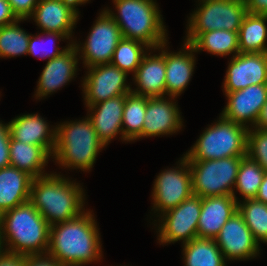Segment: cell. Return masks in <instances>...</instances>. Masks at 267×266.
Here are the masks:
<instances>
[{
    "label": "cell",
    "mask_w": 267,
    "mask_h": 266,
    "mask_svg": "<svg viewBox=\"0 0 267 266\" xmlns=\"http://www.w3.org/2000/svg\"><path fill=\"white\" fill-rule=\"evenodd\" d=\"M215 241L225 259L245 260L259 254V244L238 211L223 225Z\"/></svg>",
    "instance_id": "cell-13"
},
{
    "label": "cell",
    "mask_w": 267,
    "mask_h": 266,
    "mask_svg": "<svg viewBox=\"0 0 267 266\" xmlns=\"http://www.w3.org/2000/svg\"><path fill=\"white\" fill-rule=\"evenodd\" d=\"M33 177L16 167L0 169V215L29 201Z\"/></svg>",
    "instance_id": "cell-24"
},
{
    "label": "cell",
    "mask_w": 267,
    "mask_h": 266,
    "mask_svg": "<svg viewBox=\"0 0 267 266\" xmlns=\"http://www.w3.org/2000/svg\"><path fill=\"white\" fill-rule=\"evenodd\" d=\"M126 95H120L106 101L88 106L90 115L88 118L92 121L94 130L99 139L106 146L111 139L122 133V118Z\"/></svg>",
    "instance_id": "cell-22"
},
{
    "label": "cell",
    "mask_w": 267,
    "mask_h": 266,
    "mask_svg": "<svg viewBox=\"0 0 267 266\" xmlns=\"http://www.w3.org/2000/svg\"><path fill=\"white\" fill-rule=\"evenodd\" d=\"M60 266H79V265H60Z\"/></svg>",
    "instance_id": "cell-45"
},
{
    "label": "cell",
    "mask_w": 267,
    "mask_h": 266,
    "mask_svg": "<svg viewBox=\"0 0 267 266\" xmlns=\"http://www.w3.org/2000/svg\"><path fill=\"white\" fill-rule=\"evenodd\" d=\"M183 46V52L180 50L177 53H169L165 50L166 95L173 100L185 90L195 67L194 48L188 43H184Z\"/></svg>",
    "instance_id": "cell-23"
},
{
    "label": "cell",
    "mask_w": 267,
    "mask_h": 266,
    "mask_svg": "<svg viewBox=\"0 0 267 266\" xmlns=\"http://www.w3.org/2000/svg\"><path fill=\"white\" fill-rule=\"evenodd\" d=\"M19 20L13 13L8 0H0V27Z\"/></svg>",
    "instance_id": "cell-40"
},
{
    "label": "cell",
    "mask_w": 267,
    "mask_h": 266,
    "mask_svg": "<svg viewBox=\"0 0 267 266\" xmlns=\"http://www.w3.org/2000/svg\"><path fill=\"white\" fill-rule=\"evenodd\" d=\"M165 97H147L146 114L141 134L135 139L176 133L182 127L176 102Z\"/></svg>",
    "instance_id": "cell-17"
},
{
    "label": "cell",
    "mask_w": 267,
    "mask_h": 266,
    "mask_svg": "<svg viewBox=\"0 0 267 266\" xmlns=\"http://www.w3.org/2000/svg\"><path fill=\"white\" fill-rule=\"evenodd\" d=\"M167 43L156 49H162L159 55H144L142 62L134 73V80L138 88L132 93L145 97H164L166 95L165 83V50Z\"/></svg>",
    "instance_id": "cell-21"
},
{
    "label": "cell",
    "mask_w": 267,
    "mask_h": 266,
    "mask_svg": "<svg viewBox=\"0 0 267 266\" xmlns=\"http://www.w3.org/2000/svg\"><path fill=\"white\" fill-rule=\"evenodd\" d=\"M25 255L0 249V266H23Z\"/></svg>",
    "instance_id": "cell-39"
},
{
    "label": "cell",
    "mask_w": 267,
    "mask_h": 266,
    "mask_svg": "<svg viewBox=\"0 0 267 266\" xmlns=\"http://www.w3.org/2000/svg\"><path fill=\"white\" fill-rule=\"evenodd\" d=\"M232 57L223 83L224 92L267 84V53H238Z\"/></svg>",
    "instance_id": "cell-15"
},
{
    "label": "cell",
    "mask_w": 267,
    "mask_h": 266,
    "mask_svg": "<svg viewBox=\"0 0 267 266\" xmlns=\"http://www.w3.org/2000/svg\"><path fill=\"white\" fill-rule=\"evenodd\" d=\"M256 200L267 204V173L264 174L263 181L259 187Z\"/></svg>",
    "instance_id": "cell-43"
},
{
    "label": "cell",
    "mask_w": 267,
    "mask_h": 266,
    "mask_svg": "<svg viewBox=\"0 0 267 266\" xmlns=\"http://www.w3.org/2000/svg\"><path fill=\"white\" fill-rule=\"evenodd\" d=\"M118 16L105 9L117 23L123 38L137 40L151 49L167 43L160 10L153 0H113Z\"/></svg>",
    "instance_id": "cell-4"
},
{
    "label": "cell",
    "mask_w": 267,
    "mask_h": 266,
    "mask_svg": "<svg viewBox=\"0 0 267 266\" xmlns=\"http://www.w3.org/2000/svg\"><path fill=\"white\" fill-rule=\"evenodd\" d=\"M49 236L50 225L29 201L0 215V249L9 245L7 252L45 254Z\"/></svg>",
    "instance_id": "cell-3"
},
{
    "label": "cell",
    "mask_w": 267,
    "mask_h": 266,
    "mask_svg": "<svg viewBox=\"0 0 267 266\" xmlns=\"http://www.w3.org/2000/svg\"><path fill=\"white\" fill-rule=\"evenodd\" d=\"M9 152L10 166L27 172L33 178L46 175L43 169L51 155L43 147L22 143L11 138Z\"/></svg>",
    "instance_id": "cell-25"
},
{
    "label": "cell",
    "mask_w": 267,
    "mask_h": 266,
    "mask_svg": "<svg viewBox=\"0 0 267 266\" xmlns=\"http://www.w3.org/2000/svg\"><path fill=\"white\" fill-rule=\"evenodd\" d=\"M254 128L267 131V99L266 102L263 104V107L261 108L259 117L256 121Z\"/></svg>",
    "instance_id": "cell-42"
},
{
    "label": "cell",
    "mask_w": 267,
    "mask_h": 266,
    "mask_svg": "<svg viewBox=\"0 0 267 266\" xmlns=\"http://www.w3.org/2000/svg\"><path fill=\"white\" fill-rule=\"evenodd\" d=\"M60 265L61 264L48 253L25 255L23 263V266H60Z\"/></svg>",
    "instance_id": "cell-38"
},
{
    "label": "cell",
    "mask_w": 267,
    "mask_h": 266,
    "mask_svg": "<svg viewBox=\"0 0 267 266\" xmlns=\"http://www.w3.org/2000/svg\"><path fill=\"white\" fill-rule=\"evenodd\" d=\"M16 22L0 27V57H14L28 53L30 35Z\"/></svg>",
    "instance_id": "cell-33"
},
{
    "label": "cell",
    "mask_w": 267,
    "mask_h": 266,
    "mask_svg": "<svg viewBox=\"0 0 267 266\" xmlns=\"http://www.w3.org/2000/svg\"><path fill=\"white\" fill-rule=\"evenodd\" d=\"M267 16L247 13L238 32L240 53H267Z\"/></svg>",
    "instance_id": "cell-26"
},
{
    "label": "cell",
    "mask_w": 267,
    "mask_h": 266,
    "mask_svg": "<svg viewBox=\"0 0 267 266\" xmlns=\"http://www.w3.org/2000/svg\"><path fill=\"white\" fill-rule=\"evenodd\" d=\"M10 139L8 124L0 122V169L10 166Z\"/></svg>",
    "instance_id": "cell-36"
},
{
    "label": "cell",
    "mask_w": 267,
    "mask_h": 266,
    "mask_svg": "<svg viewBox=\"0 0 267 266\" xmlns=\"http://www.w3.org/2000/svg\"><path fill=\"white\" fill-rule=\"evenodd\" d=\"M13 13L18 19H28L33 14L38 0H8Z\"/></svg>",
    "instance_id": "cell-37"
},
{
    "label": "cell",
    "mask_w": 267,
    "mask_h": 266,
    "mask_svg": "<svg viewBox=\"0 0 267 266\" xmlns=\"http://www.w3.org/2000/svg\"><path fill=\"white\" fill-rule=\"evenodd\" d=\"M84 192L80 184L54 173L33 178L29 202L50 226L84 213ZM83 210V211H82Z\"/></svg>",
    "instance_id": "cell-2"
},
{
    "label": "cell",
    "mask_w": 267,
    "mask_h": 266,
    "mask_svg": "<svg viewBox=\"0 0 267 266\" xmlns=\"http://www.w3.org/2000/svg\"><path fill=\"white\" fill-rule=\"evenodd\" d=\"M190 45L195 52L206 50L219 56L240 53L238 32L228 30H213L201 33Z\"/></svg>",
    "instance_id": "cell-28"
},
{
    "label": "cell",
    "mask_w": 267,
    "mask_h": 266,
    "mask_svg": "<svg viewBox=\"0 0 267 266\" xmlns=\"http://www.w3.org/2000/svg\"><path fill=\"white\" fill-rule=\"evenodd\" d=\"M247 13L267 16V0H245Z\"/></svg>",
    "instance_id": "cell-41"
},
{
    "label": "cell",
    "mask_w": 267,
    "mask_h": 266,
    "mask_svg": "<svg viewBox=\"0 0 267 266\" xmlns=\"http://www.w3.org/2000/svg\"><path fill=\"white\" fill-rule=\"evenodd\" d=\"M225 95L228 101L221 116L248 128L250 122L254 127L267 99V84L250 85Z\"/></svg>",
    "instance_id": "cell-16"
},
{
    "label": "cell",
    "mask_w": 267,
    "mask_h": 266,
    "mask_svg": "<svg viewBox=\"0 0 267 266\" xmlns=\"http://www.w3.org/2000/svg\"><path fill=\"white\" fill-rule=\"evenodd\" d=\"M147 97L130 92L126 94L122 118L124 141L135 140L142 132L146 114Z\"/></svg>",
    "instance_id": "cell-29"
},
{
    "label": "cell",
    "mask_w": 267,
    "mask_h": 266,
    "mask_svg": "<svg viewBox=\"0 0 267 266\" xmlns=\"http://www.w3.org/2000/svg\"><path fill=\"white\" fill-rule=\"evenodd\" d=\"M144 48L145 50H152L140 41L122 38L115 48L110 63L126 74L129 72L135 73L144 55L147 54Z\"/></svg>",
    "instance_id": "cell-31"
},
{
    "label": "cell",
    "mask_w": 267,
    "mask_h": 266,
    "mask_svg": "<svg viewBox=\"0 0 267 266\" xmlns=\"http://www.w3.org/2000/svg\"><path fill=\"white\" fill-rule=\"evenodd\" d=\"M184 155L188 161L215 160L247 155L248 127L220 116Z\"/></svg>",
    "instance_id": "cell-6"
},
{
    "label": "cell",
    "mask_w": 267,
    "mask_h": 266,
    "mask_svg": "<svg viewBox=\"0 0 267 266\" xmlns=\"http://www.w3.org/2000/svg\"><path fill=\"white\" fill-rule=\"evenodd\" d=\"M88 69L82 83L87 107L131 92L130 85L125 83L128 75L117 66L106 63Z\"/></svg>",
    "instance_id": "cell-12"
},
{
    "label": "cell",
    "mask_w": 267,
    "mask_h": 266,
    "mask_svg": "<svg viewBox=\"0 0 267 266\" xmlns=\"http://www.w3.org/2000/svg\"><path fill=\"white\" fill-rule=\"evenodd\" d=\"M97 224L90 211L50 226L47 253L61 265H85L102 256Z\"/></svg>",
    "instance_id": "cell-1"
},
{
    "label": "cell",
    "mask_w": 267,
    "mask_h": 266,
    "mask_svg": "<svg viewBox=\"0 0 267 266\" xmlns=\"http://www.w3.org/2000/svg\"><path fill=\"white\" fill-rule=\"evenodd\" d=\"M61 1L63 3H66V4L70 5L74 10H76L78 12L76 7L78 5H82V4L86 3L89 0H61Z\"/></svg>",
    "instance_id": "cell-44"
},
{
    "label": "cell",
    "mask_w": 267,
    "mask_h": 266,
    "mask_svg": "<svg viewBox=\"0 0 267 266\" xmlns=\"http://www.w3.org/2000/svg\"><path fill=\"white\" fill-rule=\"evenodd\" d=\"M52 157L65 168L91 170L99 151L106 147L97 136L92 121L87 117L79 121L59 124Z\"/></svg>",
    "instance_id": "cell-5"
},
{
    "label": "cell",
    "mask_w": 267,
    "mask_h": 266,
    "mask_svg": "<svg viewBox=\"0 0 267 266\" xmlns=\"http://www.w3.org/2000/svg\"><path fill=\"white\" fill-rule=\"evenodd\" d=\"M10 137L16 141L43 147L51 156L56 144V129L38 114L17 116L8 123Z\"/></svg>",
    "instance_id": "cell-20"
},
{
    "label": "cell",
    "mask_w": 267,
    "mask_h": 266,
    "mask_svg": "<svg viewBox=\"0 0 267 266\" xmlns=\"http://www.w3.org/2000/svg\"><path fill=\"white\" fill-rule=\"evenodd\" d=\"M179 163V167L164 170L155 179L152 192L153 209L161 214L175 208L193 194L188 159L184 156Z\"/></svg>",
    "instance_id": "cell-11"
},
{
    "label": "cell",
    "mask_w": 267,
    "mask_h": 266,
    "mask_svg": "<svg viewBox=\"0 0 267 266\" xmlns=\"http://www.w3.org/2000/svg\"><path fill=\"white\" fill-rule=\"evenodd\" d=\"M238 211L234 196H209L201 198L197 237L215 239L223 225Z\"/></svg>",
    "instance_id": "cell-18"
},
{
    "label": "cell",
    "mask_w": 267,
    "mask_h": 266,
    "mask_svg": "<svg viewBox=\"0 0 267 266\" xmlns=\"http://www.w3.org/2000/svg\"><path fill=\"white\" fill-rule=\"evenodd\" d=\"M49 39H51V38H49ZM40 40H43V39H41L40 35H36V37L30 35V40H29V44H28V53H27L28 55L29 54L33 55V56L40 55V57L48 58V61H49L52 58H55V57L61 55L68 48V47H66L62 50H59L60 47L58 46L57 48L55 47V51H51L47 47H46L47 49L45 48V46L43 47V45L41 43H39ZM52 40H48L49 44H51V43L53 44V42H55Z\"/></svg>",
    "instance_id": "cell-35"
},
{
    "label": "cell",
    "mask_w": 267,
    "mask_h": 266,
    "mask_svg": "<svg viewBox=\"0 0 267 266\" xmlns=\"http://www.w3.org/2000/svg\"><path fill=\"white\" fill-rule=\"evenodd\" d=\"M238 212L258 244L267 243V204L255 198L245 199L242 204L238 201Z\"/></svg>",
    "instance_id": "cell-30"
},
{
    "label": "cell",
    "mask_w": 267,
    "mask_h": 266,
    "mask_svg": "<svg viewBox=\"0 0 267 266\" xmlns=\"http://www.w3.org/2000/svg\"><path fill=\"white\" fill-rule=\"evenodd\" d=\"M89 33L82 47L74 42L76 50L82 54L79 58L83 57V63L87 68L110 63L115 48L123 38L117 23L106 10H103Z\"/></svg>",
    "instance_id": "cell-9"
},
{
    "label": "cell",
    "mask_w": 267,
    "mask_h": 266,
    "mask_svg": "<svg viewBox=\"0 0 267 266\" xmlns=\"http://www.w3.org/2000/svg\"><path fill=\"white\" fill-rule=\"evenodd\" d=\"M248 129L247 156L256 161L267 173V131Z\"/></svg>",
    "instance_id": "cell-34"
},
{
    "label": "cell",
    "mask_w": 267,
    "mask_h": 266,
    "mask_svg": "<svg viewBox=\"0 0 267 266\" xmlns=\"http://www.w3.org/2000/svg\"><path fill=\"white\" fill-rule=\"evenodd\" d=\"M243 157H226L215 160L188 161L192 174V192L201 198L234 196L239 166Z\"/></svg>",
    "instance_id": "cell-8"
},
{
    "label": "cell",
    "mask_w": 267,
    "mask_h": 266,
    "mask_svg": "<svg viewBox=\"0 0 267 266\" xmlns=\"http://www.w3.org/2000/svg\"><path fill=\"white\" fill-rule=\"evenodd\" d=\"M265 170L247 155L241 159L235 187L243 199H253L257 196L263 181Z\"/></svg>",
    "instance_id": "cell-32"
},
{
    "label": "cell",
    "mask_w": 267,
    "mask_h": 266,
    "mask_svg": "<svg viewBox=\"0 0 267 266\" xmlns=\"http://www.w3.org/2000/svg\"><path fill=\"white\" fill-rule=\"evenodd\" d=\"M201 213V197L192 194L175 208L160 215L161 226L158 228L159 242L174 243L183 240L190 242L197 238V227Z\"/></svg>",
    "instance_id": "cell-10"
},
{
    "label": "cell",
    "mask_w": 267,
    "mask_h": 266,
    "mask_svg": "<svg viewBox=\"0 0 267 266\" xmlns=\"http://www.w3.org/2000/svg\"><path fill=\"white\" fill-rule=\"evenodd\" d=\"M31 17L48 38L61 40L72 37L79 12L61 0H38Z\"/></svg>",
    "instance_id": "cell-14"
},
{
    "label": "cell",
    "mask_w": 267,
    "mask_h": 266,
    "mask_svg": "<svg viewBox=\"0 0 267 266\" xmlns=\"http://www.w3.org/2000/svg\"><path fill=\"white\" fill-rule=\"evenodd\" d=\"M67 46L65 52L47 61L37 83L36 98L46 97L74 78L78 51L73 42Z\"/></svg>",
    "instance_id": "cell-19"
},
{
    "label": "cell",
    "mask_w": 267,
    "mask_h": 266,
    "mask_svg": "<svg viewBox=\"0 0 267 266\" xmlns=\"http://www.w3.org/2000/svg\"><path fill=\"white\" fill-rule=\"evenodd\" d=\"M189 19L185 43L191 44L201 33L213 30L239 32L247 14L245 0H201Z\"/></svg>",
    "instance_id": "cell-7"
},
{
    "label": "cell",
    "mask_w": 267,
    "mask_h": 266,
    "mask_svg": "<svg viewBox=\"0 0 267 266\" xmlns=\"http://www.w3.org/2000/svg\"><path fill=\"white\" fill-rule=\"evenodd\" d=\"M185 266H226L215 239L195 238L183 243Z\"/></svg>",
    "instance_id": "cell-27"
}]
</instances>
